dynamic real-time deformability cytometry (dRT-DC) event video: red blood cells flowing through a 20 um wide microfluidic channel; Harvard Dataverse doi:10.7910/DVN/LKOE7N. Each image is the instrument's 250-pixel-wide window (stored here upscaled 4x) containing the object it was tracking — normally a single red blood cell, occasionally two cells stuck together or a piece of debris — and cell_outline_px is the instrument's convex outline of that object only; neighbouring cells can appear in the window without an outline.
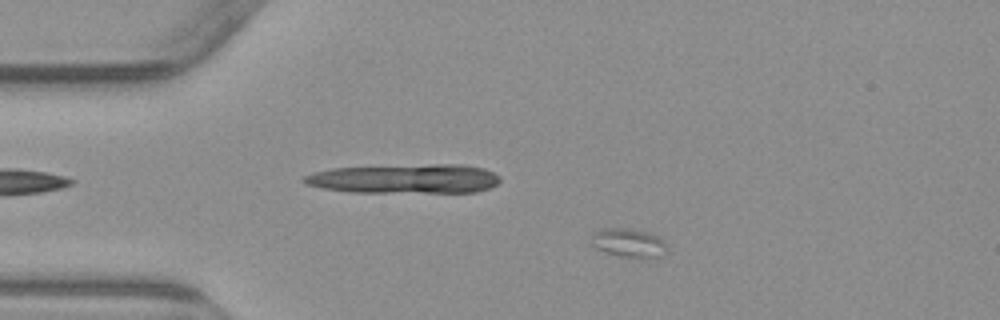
{"species": "common noctule bat (a hibernating species)", "species_latin": "Nyctalus noctula", "temperature_condition": "warm", "stored_images_in_passage": 5, "camera_frame_rate_fps": 3000, "um_per_image_px": 0.085, "animal": {"sex": "male", "body_mass_g": 23.1, "forearm_length_mm": 52.7}, "frame": {"image": 1, "passage_image": 2, "time_ms": 1.0, "image_size_px": [1000, 320], "cell_outline_px": [[668, 252], [660, 256], [620, 256], [604, 252], [596, 248], [592, 244], [592, 232], [600, 228], [632, 228], [648, 232], [656, 236], [668, 248]], "centroid_in_image_um": [53.38, 20.61], "position_along_channel_um": 31.6, "area_um2": 12.48}}